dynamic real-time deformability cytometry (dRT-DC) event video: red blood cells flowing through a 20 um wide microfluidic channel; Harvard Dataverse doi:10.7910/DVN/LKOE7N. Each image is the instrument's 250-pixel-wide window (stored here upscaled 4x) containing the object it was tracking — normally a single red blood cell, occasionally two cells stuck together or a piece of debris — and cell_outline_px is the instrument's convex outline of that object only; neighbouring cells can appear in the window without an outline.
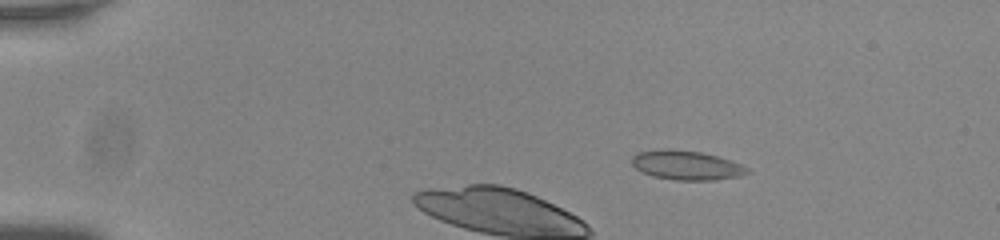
{"species": "common noctule bat (a hibernating species)", "species_latin": "Nyctalus noctula", "temperature_condition": "room temperature", "stored_images_in_passage": 17, "camera_frame_rate_fps": 3000, "um_per_image_px": 0.085, "animal": {"sex": "male", "body_mass_g": 20.0, "forearm_length_mm": 53.3}, "frame": {"image": 1, "passage_image": 10, "time_ms": 3.0, "image_size_px": [1000, 240], "cell_outline_px": [[752, 172], [740, 176], [716, 180], [676, 180], [652, 176], [640, 172], [632, 164], [632, 156], [640, 152], [668, 148], [700, 152], [716, 156], [744, 164]], "centroid_in_image_um": [58.38, 14.05], "position_along_channel_um": 26.6, "area_um2": 19.83}}